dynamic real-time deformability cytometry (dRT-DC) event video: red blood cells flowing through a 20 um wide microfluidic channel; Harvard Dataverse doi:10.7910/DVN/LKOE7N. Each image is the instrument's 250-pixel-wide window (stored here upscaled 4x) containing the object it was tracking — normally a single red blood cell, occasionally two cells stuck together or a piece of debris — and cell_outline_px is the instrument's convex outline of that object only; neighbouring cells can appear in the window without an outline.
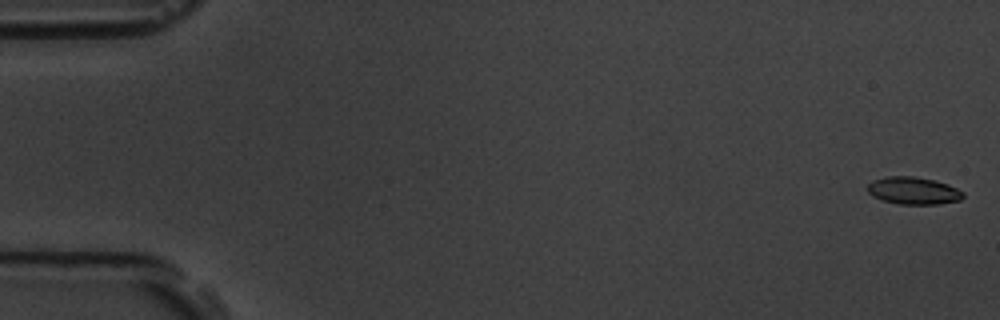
{"species": "common noctule bat (a hibernating species)", "species_latin": "Nyctalus noctula", "temperature_condition": "room temperature", "stored_images_in_passage": 6, "camera_frame_rate_fps": 3000, "um_per_image_px": 0.085, "animal": {"sex": "male", "body_mass_g": 19.5, "forearm_length_mm": 54.6}, "frame": {"image": 1, "passage_image": 1, "time_ms": 0.0, "image_size_px": [1000, 320], "cell_outline_px": [[964, 196], [960, 200], [940, 204], [896, 204], [872, 196], [868, 192], [868, 184], [872, 180], [884, 176], [912, 176], [936, 180], [948, 184], [964, 192]], "centroid_in_image_um": [77.64, 16.2], "position_along_channel_um": 7.4, "area_um2": 15.37}}
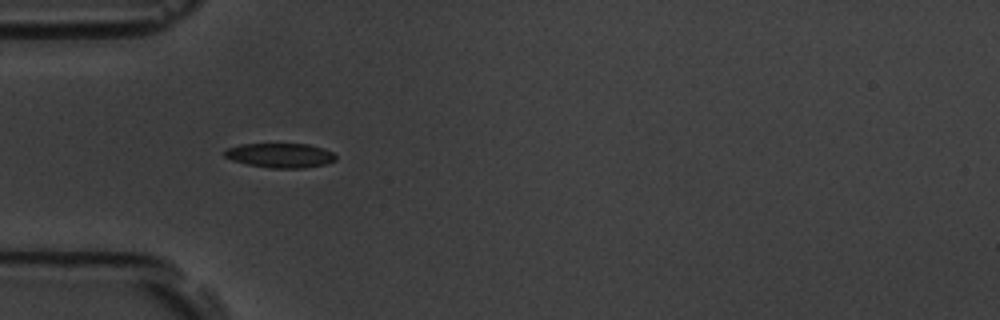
{"frame": {"image": 2, "passage_image": 5, "time_ms": 5.667, "image_size_px": [1000, 320], "cell_outline_px": [[336, 160], [324, 164], [304, 168], [272, 168], [248, 164], [232, 160], [224, 156], [224, 148], [240, 144], [308, 144], [324, 148], [332, 152], [336, 156]], "centroid_in_image_um": [23.8, 13.2], "position_along_channel_um": 61.2, "area_um2": 15.9}}
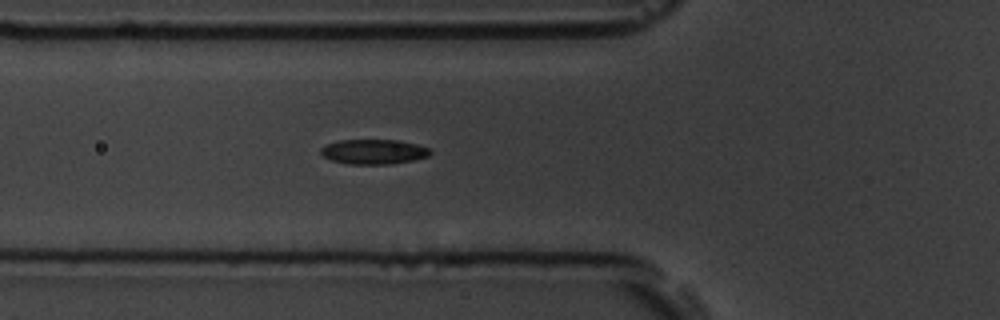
{"frame": {"image": 3, "passage_image": 6, "time_ms": 6.667, "image_size_px": [1000, 320], "cell_outline_px": [[432, 152], [428, 156], [412, 160], [392, 164], [348, 164], [332, 160], [324, 156], [320, 152], [320, 148], [324, 144], [340, 140], [400, 140], [432, 148]], "centroid_in_image_um": [31.77, 12.89], "position_along_channel_um": 94.0, "area_um2": 15.95}}